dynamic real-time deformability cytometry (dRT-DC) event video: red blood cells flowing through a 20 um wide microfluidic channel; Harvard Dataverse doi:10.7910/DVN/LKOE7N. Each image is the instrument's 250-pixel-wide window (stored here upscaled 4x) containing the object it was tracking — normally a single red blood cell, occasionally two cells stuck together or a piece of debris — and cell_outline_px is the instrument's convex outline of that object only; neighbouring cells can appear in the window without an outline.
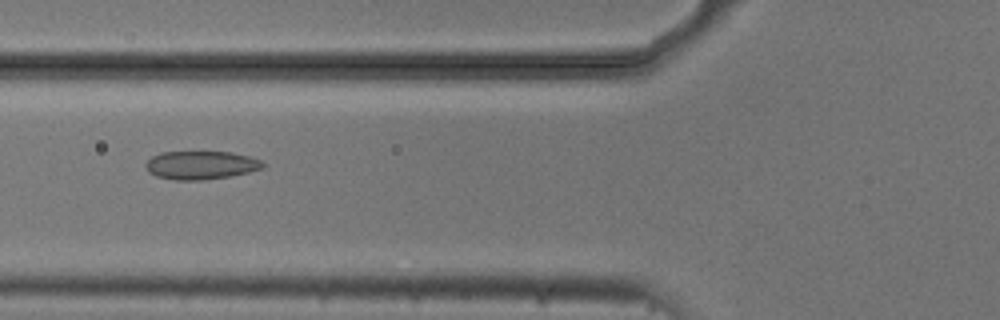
{"species": "common noctule bat (a hibernating species)", "species_latin": "Nyctalus noctula", "temperature_condition": "cold", "stored_images_in_passage": 4, "camera_frame_rate_fps": 3000, "um_per_image_px": 0.085, "animal": {"sex": "male", "body_mass_g": 20.5, "forearm_length_mm": 52.5}, "frame": {"image": 1, "passage_image": 3, "time_ms": 0.667, "image_size_px": [1000, 320], "cell_outline_px": [[268, 164], [264, 168], [232, 176], [200, 180], [176, 180], [156, 176], [148, 172], [144, 164], [152, 156], [160, 152], [232, 152], [248, 156], [260, 160]], "centroid_in_image_um": [17.09, 14.04], "position_along_channel_um": 108.7, "area_um2": 19.48}}
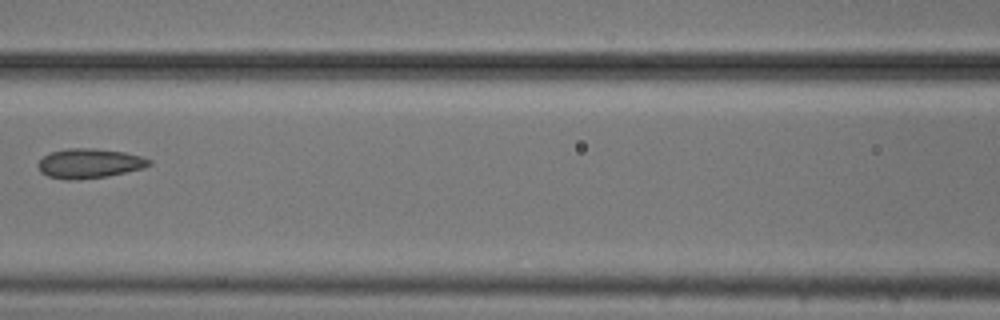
{"frame": {"image": 2, "passage_image": 4, "time_ms": 1.0, "image_size_px": [1000, 320], "cell_outline_px": [[152, 164], [144, 168], [108, 176], [72, 180], [68, 180], [48, 176], [40, 172], [36, 164], [44, 156], [52, 152], [68, 148], [96, 148], [124, 152], [140, 156], [152, 160]], "centroid_in_image_um": [7.6, 13.89], "position_along_channel_um": 159.0, "area_um2": 19.19}}